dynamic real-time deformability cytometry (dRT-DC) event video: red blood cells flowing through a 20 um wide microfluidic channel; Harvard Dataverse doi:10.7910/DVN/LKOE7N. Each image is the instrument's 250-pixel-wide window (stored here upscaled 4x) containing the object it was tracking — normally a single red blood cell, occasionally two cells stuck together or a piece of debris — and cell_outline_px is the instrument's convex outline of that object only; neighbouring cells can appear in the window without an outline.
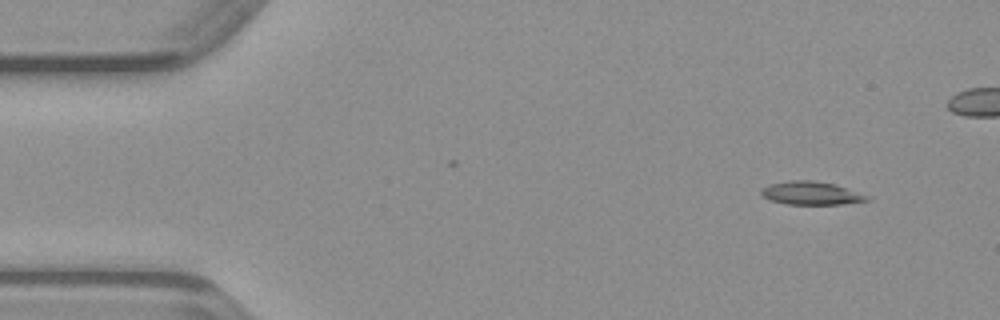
{"species": "common noctule bat (a hibernating species)", "species_latin": "Nyctalus noctula", "temperature_condition": "warm", "stored_images_in_passage": 41, "camera_frame_rate_fps": 3000, "um_per_image_px": 0.085, "animal": {"sex": "male", "body_mass_g": 23.1, "forearm_length_mm": 52.7}, "frame": {"image": 1, "passage_image": 1, "time_ms": 0.0, "image_size_px": [1000, 320], "cell_outline_px": [[872, 200], [840, 204], [788, 204], [772, 200], [764, 196], [760, 192], [768, 184], [792, 180], [812, 180], [832, 184], [872, 196]], "centroid_in_image_um": [69.0, 16.42], "position_along_channel_um": 16.0, "area_um2": 14.1}}
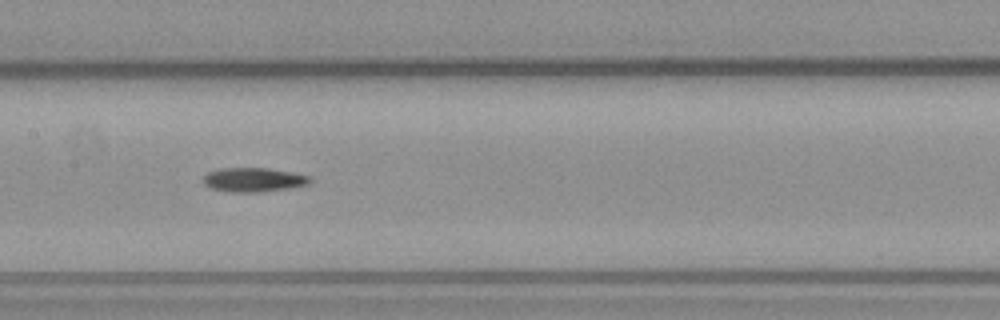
{"frame": {"image": 2, "passage_image": 20, "time_ms": 6.333, "image_size_px": [1000, 320], "cell_outline_px": [[312, 180], [308, 184], [288, 188], [256, 192], [236, 192], [212, 188], [204, 184], [204, 176], [208, 172], [220, 168], [268, 168], [312, 176]], "centroid_in_image_um": [21.57, 15.26], "position_along_channel_um": 185.8, "area_um2": 14.8}}
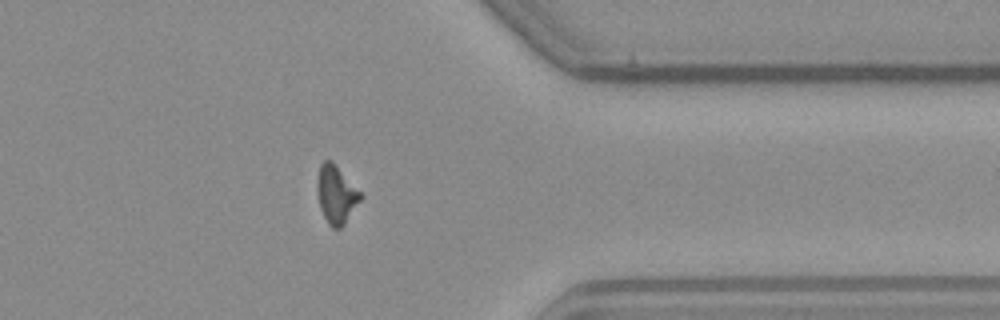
{"frame": {"image": 3, "passage_image": 35, "time_ms": 11.333, "image_size_px": [1000, 320], "cell_outline_px": [[364, 196], [344, 224], [340, 228], [332, 228], [328, 224], [320, 208], [316, 192], [316, 180], [320, 164], [324, 160], [332, 160]], "centroid_in_image_um": [28.56, 16.51], "position_along_channel_um": 382.8, "area_um2": 14.8}}